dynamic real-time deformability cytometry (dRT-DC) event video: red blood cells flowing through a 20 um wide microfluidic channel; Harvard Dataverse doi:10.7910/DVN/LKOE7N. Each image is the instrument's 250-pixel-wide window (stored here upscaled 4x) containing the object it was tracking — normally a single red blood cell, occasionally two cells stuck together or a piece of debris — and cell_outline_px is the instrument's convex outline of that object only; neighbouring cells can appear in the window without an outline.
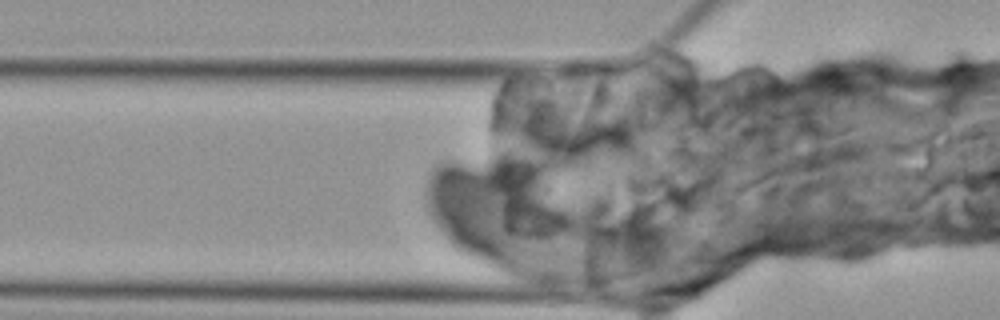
{"species": "Egyptian fruit bat (a non-hibernating species)", "species_latin": "Rousettus aegyptiacus", "temperature_condition": "cold", "stored_images_in_passage": 3, "camera_frame_rate_fps": 3000, "um_per_image_px": 0.085, "animal": {"sex": "female"}, "frame": {"image": 1, "passage_image": 2, "time_ms": 1.333, "image_size_px": [1000, 320], "cell_outline_px": [[564, 220], [544, 232], [504, 220], [496, 176], [500, 164], [520, 176], [564, 216]], "centroid_in_image_um": [44.62, 17.25], "position_along_channel_um": 81.2, "area_um2": 17.63}}